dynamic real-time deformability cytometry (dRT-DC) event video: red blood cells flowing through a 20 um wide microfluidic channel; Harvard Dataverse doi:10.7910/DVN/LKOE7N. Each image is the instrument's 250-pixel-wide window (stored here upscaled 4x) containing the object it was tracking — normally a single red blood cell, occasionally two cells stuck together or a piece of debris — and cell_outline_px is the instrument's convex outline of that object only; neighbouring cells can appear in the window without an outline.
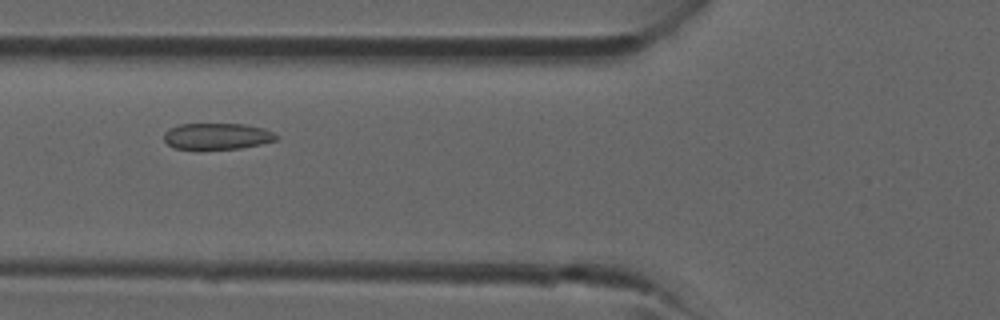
{"species": "common noctule bat (a hibernating species)", "species_latin": "Nyctalus noctula", "temperature_condition": "room temperature", "stored_images_in_passage": 15, "camera_frame_rate_fps": 3000, "um_per_image_px": 0.085, "animal": {"sex": "male", "forearm_length_mm": 52.5}, "frame": {"image": 1, "passage_image": 6, "time_ms": 1.667, "image_size_px": [1000, 320], "cell_outline_px": [[280, 136], [276, 140], [260, 144], [240, 148], [176, 148], [168, 144], [164, 140], [164, 132], [168, 128], [180, 124], [244, 124], [264, 128]], "centroid_in_image_um": [18.46, 11.56], "position_along_channel_um": 107.3, "area_um2": 16.99}}
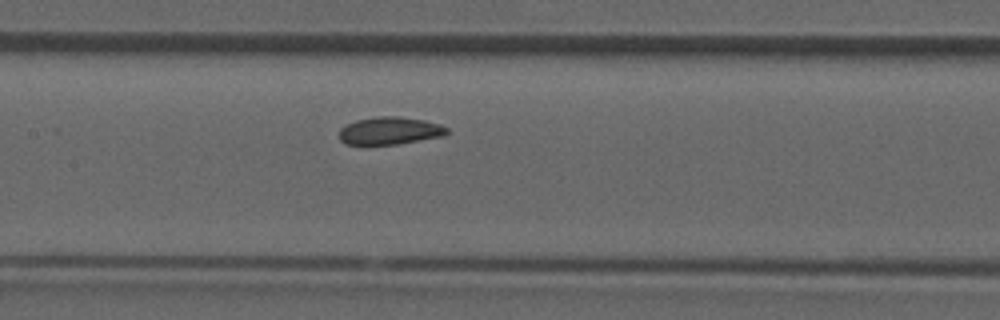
{"frame": {"image": 2, "passage_image": 10, "time_ms": 3.0, "image_size_px": [1000, 320], "cell_outline_px": [[448, 132], [444, 136], [396, 144], [348, 144], [340, 140], [340, 128], [356, 120], [376, 116], [396, 116], [424, 120], [440, 124], [448, 128]], "centroid_in_image_um": [33.15, 11.1], "position_along_channel_um": 174.2, "area_um2": 17.17}}
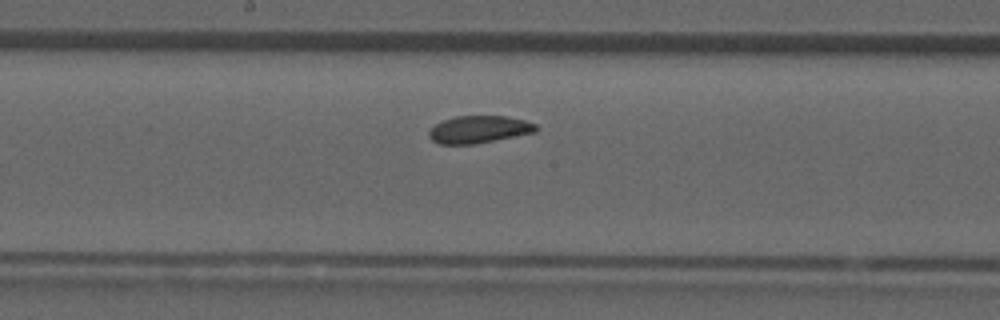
{"frame": {"image": 3, "passage_image": 12, "time_ms": 3.667, "image_size_px": [1000, 320], "cell_outline_px": [[540, 128], [536, 132], [472, 144], [440, 144], [432, 140], [428, 136], [428, 132], [436, 124], [444, 120], [456, 116], [508, 116], [524, 120], [536, 124]], "centroid_in_image_um": [40.73, 10.99], "position_along_channel_um": 207.5, "area_um2": 16.94}}